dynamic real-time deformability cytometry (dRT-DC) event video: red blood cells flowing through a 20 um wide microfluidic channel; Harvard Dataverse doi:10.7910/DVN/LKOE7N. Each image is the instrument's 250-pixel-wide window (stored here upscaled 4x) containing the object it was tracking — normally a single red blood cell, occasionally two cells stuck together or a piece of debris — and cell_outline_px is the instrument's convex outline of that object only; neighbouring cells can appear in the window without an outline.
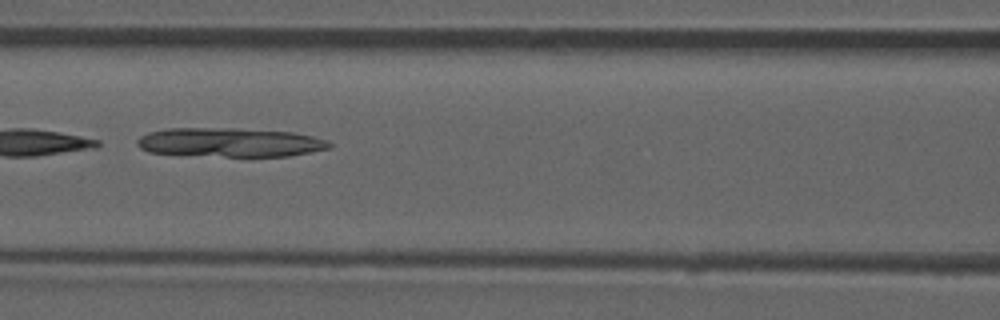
{"species": "common noctule bat (a hibernating species)", "species_latin": "Nyctalus noctula", "temperature_condition": "room temperature", "stored_images_in_passage": 8, "camera_frame_rate_fps": 3000, "um_per_image_px": 0.085, "animal": {"sex": "male", "forearm_length_mm": 52.5}, "frame": {"image": 1, "passage_image": 6, "time_ms": 5.667, "image_size_px": [1000, 320], "cell_outline_px": [[332, 148], [288, 156], [224, 156], [148, 152], [140, 148], [136, 144], [136, 140], [140, 136], [148, 132], [168, 128], [236, 128], [292, 132], [312, 136], [328, 140], [332, 144]], "centroid_in_image_um": [19.55, 12.09], "position_along_channel_um": 147.0, "area_um2": 32.48}}